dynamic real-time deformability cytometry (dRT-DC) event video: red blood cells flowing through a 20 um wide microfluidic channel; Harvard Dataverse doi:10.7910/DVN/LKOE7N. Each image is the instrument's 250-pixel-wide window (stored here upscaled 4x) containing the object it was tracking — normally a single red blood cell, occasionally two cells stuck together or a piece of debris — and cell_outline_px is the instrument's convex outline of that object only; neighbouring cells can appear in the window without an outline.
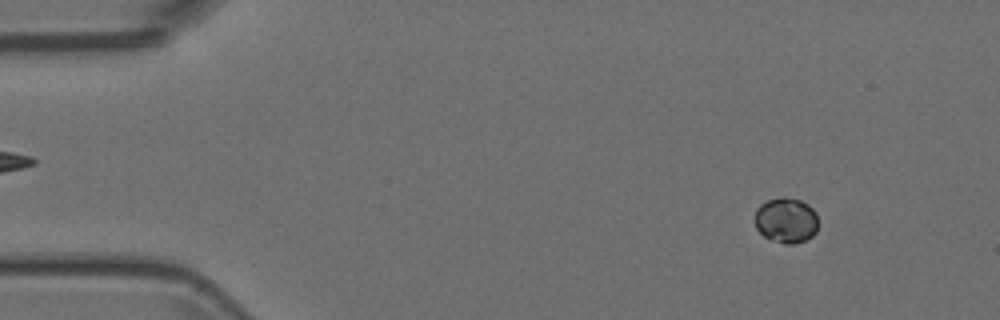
{"species": "Egyptian fruit bat (a non-hibernating species)", "species_latin": "Rousettus aegyptiacus", "temperature_condition": "room temperature", "stored_images_in_passage": 55, "camera_frame_rate_fps": 3000, "um_per_image_px": 0.085, "animal": {"sex": "female"}, "frame": {"image": 1, "passage_image": 7, "time_ms": 2.0, "image_size_px": [1000, 320], "cell_outline_px": [[816, 232], [812, 236], [796, 244], [784, 244], [764, 236], [756, 228], [756, 208], [760, 204], [768, 200], [780, 196], [784, 196], [800, 200], [808, 204], [816, 212]], "centroid_in_image_um": [66.82, 18.71], "position_along_channel_um": 18.2, "area_um2": 16.7}}
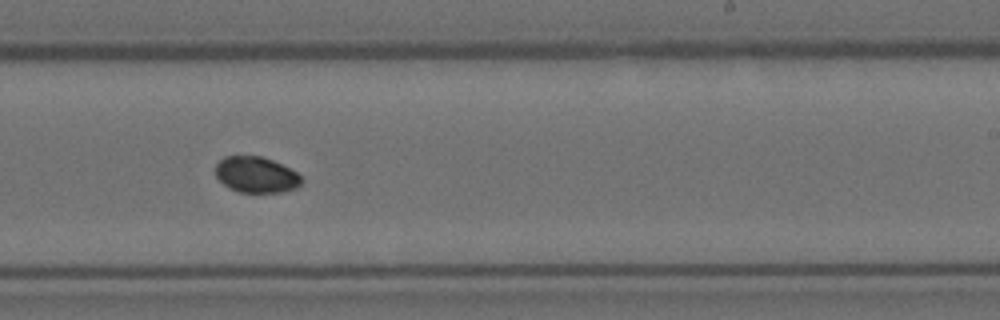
{"frame": {"image": 2, "passage_image": 34, "time_ms": 11.0, "image_size_px": [1000, 320], "cell_outline_px": [[304, 180], [296, 188], [284, 192], [240, 192], [228, 188], [216, 176], [216, 164], [224, 156], [260, 156], [272, 160], [296, 172]], "centroid_in_image_um": [21.77, 14.86], "position_along_channel_um": 267.2, "area_um2": 17.92}}
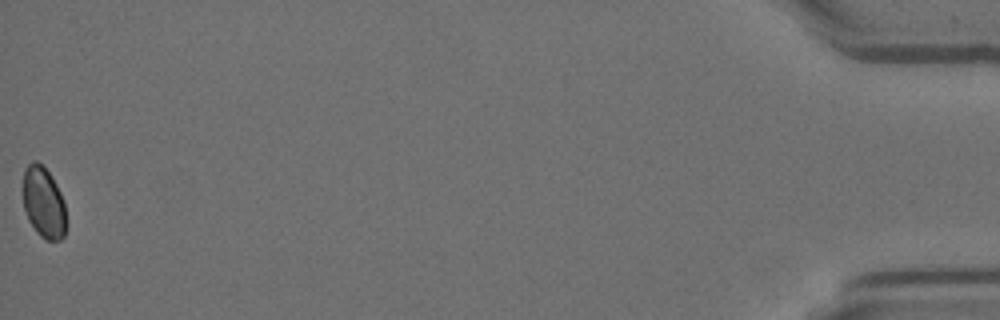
{"frame": {"image": 3, "passage_image": 55, "time_ms": 18.0, "image_size_px": [1000, 320], "cell_outline_px": [[64, 236], [60, 240], [48, 240], [40, 236], [36, 232], [28, 220], [24, 208], [24, 168], [32, 160], [36, 160], [48, 172], [56, 184], [60, 192], [64, 204]], "centroid_in_image_um": [3.68, 17.21], "position_along_channel_um": 431.5, "area_um2": 17.51}}